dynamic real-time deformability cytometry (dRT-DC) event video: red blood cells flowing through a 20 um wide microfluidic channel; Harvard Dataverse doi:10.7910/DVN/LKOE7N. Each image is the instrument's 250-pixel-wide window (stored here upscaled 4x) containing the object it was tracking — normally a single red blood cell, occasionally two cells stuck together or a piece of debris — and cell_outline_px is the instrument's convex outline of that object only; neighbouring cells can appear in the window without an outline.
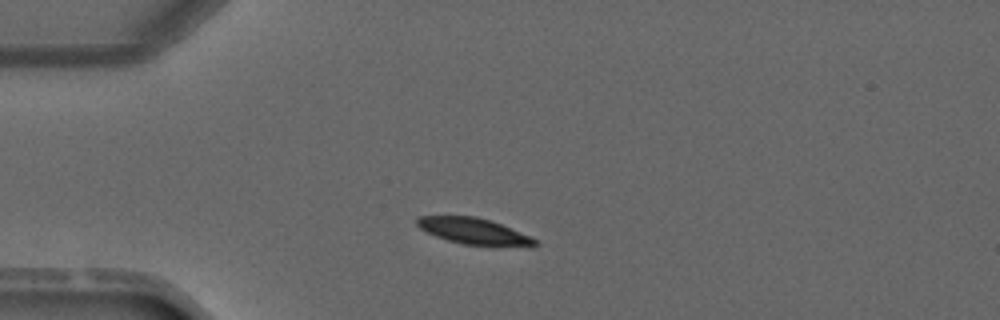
{"species": "common noctule bat (a hibernating species)", "species_latin": "Nyctalus noctula", "temperature_condition": "warm", "stored_images_in_passage": 2, "camera_frame_rate_fps": 3000, "um_per_image_px": 0.085, "animal": {"sex": "male", "forearm_length_mm": 52.5}, "frame": {"image": 1, "passage_image": 2, "time_ms": 1.0, "image_size_px": [1000, 320], "cell_outline_px": [[536, 244], [464, 244], [448, 240], [436, 236], [420, 228], [416, 224], [416, 216], [476, 216], [500, 224], [528, 236], [536, 240]], "centroid_in_image_um": [40.08, 19.59], "position_along_channel_um": 44.9, "area_um2": 16.82}}